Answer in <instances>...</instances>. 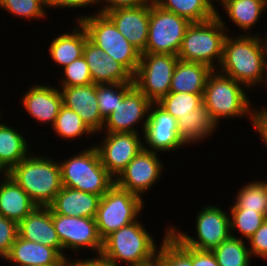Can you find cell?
<instances>
[{
    "instance_id": "obj_1",
    "label": "cell",
    "mask_w": 267,
    "mask_h": 266,
    "mask_svg": "<svg viewBox=\"0 0 267 266\" xmlns=\"http://www.w3.org/2000/svg\"><path fill=\"white\" fill-rule=\"evenodd\" d=\"M226 36L219 72L244 84L248 90L267 79V41L258 33ZM262 37V39H261Z\"/></svg>"
},
{
    "instance_id": "obj_2",
    "label": "cell",
    "mask_w": 267,
    "mask_h": 266,
    "mask_svg": "<svg viewBox=\"0 0 267 266\" xmlns=\"http://www.w3.org/2000/svg\"><path fill=\"white\" fill-rule=\"evenodd\" d=\"M38 207H48L62 189L60 163L30 153L7 173Z\"/></svg>"
},
{
    "instance_id": "obj_3",
    "label": "cell",
    "mask_w": 267,
    "mask_h": 266,
    "mask_svg": "<svg viewBox=\"0 0 267 266\" xmlns=\"http://www.w3.org/2000/svg\"><path fill=\"white\" fill-rule=\"evenodd\" d=\"M228 30L230 29L218 10L217 15L209 20L192 22L186 30L177 54L179 60L200 62L217 69L222 60Z\"/></svg>"
},
{
    "instance_id": "obj_4",
    "label": "cell",
    "mask_w": 267,
    "mask_h": 266,
    "mask_svg": "<svg viewBox=\"0 0 267 266\" xmlns=\"http://www.w3.org/2000/svg\"><path fill=\"white\" fill-rule=\"evenodd\" d=\"M247 87L217 69L209 74L203 92V106L219 124L221 119L249 117L254 127V108L250 102Z\"/></svg>"
},
{
    "instance_id": "obj_5",
    "label": "cell",
    "mask_w": 267,
    "mask_h": 266,
    "mask_svg": "<svg viewBox=\"0 0 267 266\" xmlns=\"http://www.w3.org/2000/svg\"><path fill=\"white\" fill-rule=\"evenodd\" d=\"M140 220L121 227L103 240L101 256L118 266L120 261L127 266H138L156 258L159 247Z\"/></svg>"
},
{
    "instance_id": "obj_6",
    "label": "cell",
    "mask_w": 267,
    "mask_h": 266,
    "mask_svg": "<svg viewBox=\"0 0 267 266\" xmlns=\"http://www.w3.org/2000/svg\"><path fill=\"white\" fill-rule=\"evenodd\" d=\"M63 187L74 188L103 196L115 179L102 165L95 145L81 150L73 157L59 161Z\"/></svg>"
},
{
    "instance_id": "obj_7",
    "label": "cell",
    "mask_w": 267,
    "mask_h": 266,
    "mask_svg": "<svg viewBox=\"0 0 267 266\" xmlns=\"http://www.w3.org/2000/svg\"><path fill=\"white\" fill-rule=\"evenodd\" d=\"M84 27L88 40L103 49L108 56L135 75L141 53L118 31L113 21L103 13L79 15L75 18Z\"/></svg>"
},
{
    "instance_id": "obj_8",
    "label": "cell",
    "mask_w": 267,
    "mask_h": 266,
    "mask_svg": "<svg viewBox=\"0 0 267 266\" xmlns=\"http://www.w3.org/2000/svg\"><path fill=\"white\" fill-rule=\"evenodd\" d=\"M143 200L114 183L101 197L95 217L101 239L138 220L145 207Z\"/></svg>"
},
{
    "instance_id": "obj_9",
    "label": "cell",
    "mask_w": 267,
    "mask_h": 266,
    "mask_svg": "<svg viewBox=\"0 0 267 266\" xmlns=\"http://www.w3.org/2000/svg\"><path fill=\"white\" fill-rule=\"evenodd\" d=\"M191 22L150 3L148 40L143 53L177 55Z\"/></svg>"
},
{
    "instance_id": "obj_10",
    "label": "cell",
    "mask_w": 267,
    "mask_h": 266,
    "mask_svg": "<svg viewBox=\"0 0 267 266\" xmlns=\"http://www.w3.org/2000/svg\"><path fill=\"white\" fill-rule=\"evenodd\" d=\"M173 54L141 53L140 62L133 76L134 86L152 103H158L170 91L176 63Z\"/></svg>"
},
{
    "instance_id": "obj_11",
    "label": "cell",
    "mask_w": 267,
    "mask_h": 266,
    "mask_svg": "<svg viewBox=\"0 0 267 266\" xmlns=\"http://www.w3.org/2000/svg\"><path fill=\"white\" fill-rule=\"evenodd\" d=\"M197 238L177 230L175 225L170 231L185 245L197 250L212 251L230 236V215L221 207L204 206L196 216Z\"/></svg>"
},
{
    "instance_id": "obj_12",
    "label": "cell",
    "mask_w": 267,
    "mask_h": 266,
    "mask_svg": "<svg viewBox=\"0 0 267 266\" xmlns=\"http://www.w3.org/2000/svg\"><path fill=\"white\" fill-rule=\"evenodd\" d=\"M52 219L56 233L62 245V256L69 258L64 252L89 249L95 251L97 256L101 254L103 240L101 239L95 218L64 216L52 213Z\"/></svg>"
},
{
    "instance_id": "obj_13",
    "label": "cell",
    "mask_w": 267,
    "mask_h": 266,
    "mask_svg": "<svg viewBox=\"0 0 267 266\" xmlns=\"http://www.w3.org/2000/svg\"><path fill=\"white\" fill-rule=\"evenodd\" d=\"M152 102L135 86H133L118 103L115 110L109 114L99 133H140L137 128L142 125V135L149 117V109Z\"/></svg>"
},
{
    "instance_id": "obj_14",
    "label": "cell",
    "mask_w": 267,
    "mask_h": 266,
    "mask_svg": "<svg viewBox=\"0 0 267 266\" xmlns=\"http://www.w3.org/2000/svg\"><path fill=\"white\" fill-rule=\"evenodd\" d=\"M98 145H95L102 165L116 179L128 163L144 149L139 133H104Z\"/></svg>"
},
{
    "instance_id": "obj_15",
    "label": "cell",
    "mask_w": 267,
    "mask_h": 266,
    "mask_svg": "<svg viewBox=\"0 0 267 266\" xmlns=\"http://www.w3.org/2000/svg\"><path fill=\"white\" fill-rule=\"evenodd\" d=\"M158 152L143 149L115 179V183L131 193L143 198L162 176L163 163Z\"/></svg>"
},
{
    "instance_id": "obj_16",
    "label": "cell",
    "mask_w": 267,
    "mask_h": 266,
    "mask_svg": "<svg viewBox=\"0 0 267 266\" xmlns=\"http://www.w3.org/2000/svg\"><path fill=\"white\" fill-rule=\"evenodd\" d=\"M142 139L144 149L153 152H173L185 146L178 135L177 120L157 103L150 106Z\"/></svg>"
},
{
    "instance_id": "obj_17",
    "label": "cell",
    "mask_w": 267,
    "mask_h": 266,
    "mask_svg": "<svg viewBox=\"0 0 267 266\" xmlns=\"http://www.w3.org/2000/svg\"><path fill=\"white\" fill-rule=\"evenodd\" d=\"M105 14L113 21L123 37L140 53H143L148 40L150 3L118 8Z\"/></svg>"
},
{
    "instance_id": "obj_18",
    "label": "cell",
    "mask_w": 267,
    "mask_h": 266,
    "mask_svg": "<svg viewBox=\"0 0 267 266\" xmlns=\"http://www.w3.org/2000/svg\"><path fill=\"white\" fill-rule=\"evenodd\" d=\"M63 105L76 112L88 128L99 134L104 125V118L97 103V85L87 84L72 87H59Z\"/></svg>"
},
{
    "instance_id": "obj_19",
    "label": "cell",
    "mask_w": 267,
    "mask_h": 266,
    "mask_svg": "<svg viewBox=\"0 0 267 266\" xmlns=\"http://www.w3.org/2000/svg\"><path fill=\"white\" fill-rule=\"evenodd\" d=\"M20 105H23L25 112L38 123H55L56 117L63 106L60 89L54 86L34 84L21 97Z\"/></svg>"
},
{
    "instance_id": "obj_20",
    "label": "cell",
    "mask_w": 267,
    "mask_h": 266,
    "mask_svg": "<svg viewBox=\"0 0 267 266\" xmlns=\"http://www.w3.org/2000/svg\"><path fill=\"white\" fill-rule=\"evenodd\" d=\"M83 56L88 64L92 82L98 84L133 82V75L101 48L86 40Z\"/></svg>"
},
{
    "instance_id": "obj_21",
    "label": "cell",
    "mask_w": 267,
    "mask_h": 266,
    "mask_svg": "<svg viewBox=\"0 0 267 266\" xmlns=\"http://www.w3.org/2000/svg\"><path fill=\"white\" fill-rule=\"evenodd\" d=\"M4 259L15 266H67V260L56 249L25 240L19 235Z\"/></svg>"
},
{
    "instance_id": "obj_22",
    "label": "cell",
    "mask_w": 267,
    "mask_h": 266,
    "mask_svg": "<svg viewBox=\"0 0 267 266\" xmlns=\"http://www.w3.org/2000/svg\"><path fill=\"white\" fill-rule=\"evenodd\" d=\"M18 234L25 240L52 247L62 255V245L49 207L37 206L18 224Z\"/></svg>"
},
{
    "instance_id": "obj_23",
    "label": "cell",
    "mask_w": 267,
    "mask_h": 266,
    "mask_svg": "<svg viewBox=\"0 0 267 266\" xmlns=\"http://www.w3.org/2000/svg\"><path fill=\"white\" fill-rule=\"evenodd\" d=\"M101 196L74 188L62 187L48 206L51 213L95 218Z\"/></svg>"
},
{
    "instance_id": "obj_24",
    "label": "cell",
    "mask_w": 267,
    "mask_h": 266,
    "mask_svg": "<svg viewBox=\"0 0 267 266\" xmlns=\"http://www.w3.org/2000/svg\"><path fill=\"white\" fill-rule=\"evenodd\" d=\"M1 179L0 215L19 224L37 205L8 174Z\"/></svg>"
},
{
    "instance_id": "obj_25",
    "label": "cell",
    "mask_w": 267,
    "mask_h": 266,
    "mask_svg": "<svg viewBox=\"0 0 267 266\" xmlns=\"http://www.w3.org/2000/svg\"><path fill=\"white\" fill-rule=\"evenodd\" d=\"M213 69L200 62L178 60L173 71L169 92L203 94L209 74Z\"/></svg>"
},
{
    "instance_id": "obj_26",
    "label": "cell",
    "mask_w": 267,
    "mask_h": 266,
    "mask_svg": "<svg viewBox=\"0 0 267 266\" xmlns=\"http://www.w3.org/2000/svg\"><path fill=\"white\" fill-rule=\"evenodd\" d=\"M76 23L77 26L74 25L75 27L71 32L57 35L49 43L48 54L53 62L62 68L83 56V50L88 36L82 24L78 21Z\"/></svg>"
},
{
    "instance_id": "obj_27",
    "label": "cell",
    "mask_w": 267,
    "mask_h": 266,
    "mask_svg": "<svg viewBox=\"0 0 267 266\" xmlns=\"http://www.w3.org/2000/svg\"><path fill=\"white\" fill-rule=\"evenodd\" d=\"M178 135L186 145L206 140L217 129L218 123L203 104L189 115L177 120Z\"/></svg>"
},
{
    "instance_id": "obj_28",
    "label": "cell",
    "mask_w": 267,
    "mask_h": 266,
    "mask_svg": "<svg viewBox=\"0 0 267 266\" xmlns=\"http://www.w3.org/2000/svg\"><path fill=\"white\" fill-rule=\"evenodd\" d=\"M222 9L236 27L243 30L244 35H251L254 28L267 9V0H221ZM247 31V33H246Z\"/></svg>"
},
{
    "instance_id": "obj_29",
    "label": "cell",
    "mask_w": 267,
    "mask_h": 266,
    "mask_svg": "<svg viewBox=\"0 0 267 266\" xmlns=\"http://www.w3.org/2000/svg\"><path fill=\"white\" fill-rule=\"evenodd\" d=\"M28 140L14 126L0 123V166L8 173L30 153Z\"/></svg>"
},
{
    "instance_id": "obj_30",
    "label": "cell",
    "mask_w": 267,
    "mask_h": 266,
    "mask_svg": "<svg viewBox=\"0 0 267 266\" xmlns=\"http://www.w3.org/2000/svg\"><path fill=\"white\" fill-rule=\"evenodd\" d=\"M158 6L192 22H203L217 15L212 0H153Z\"/></svg>"
},
{
    "instance_id": "obj_31",
    "label": "cell",
    "mask_w": 267,
    "mask_h": 266,
    "mask_svg": "<svg viewBox=\"0 0 267 266\" xmlns=\"http://www.w3.org/2000/svg\"><path fill=\"white\" fill-rule=\"evenodd\" d=\"M166 229L155 259L161 266H193L192 248L185 246L170 231L169 225Z\"/></svg>"
},
{
    "instance_id": "obj_32",
    "label": "cell",
    "mask_w": 267,
    "mask_h": 266,
    "mask_svg": "<svg viewBox=\"0 0 267 266\" xmlns=\"http://www.w3.org/2000/svg\"><path fill=\"white\" fill-rule=\"evenodd\" d=\"M236 235L230 236L212 250L219 266H251L252 255L245 243Z\"/></svg>"
},
{
    "instance_id": "obj_33",
    "label": "cell",
    "mask_w": 267,
    "mask_h": 266,
    "mask_svg": "<svg viewBox=\"0 0 267 266\" xmlns=\"http://www.w3.org/2000/svg\"><path fill=\"white\" fill-rule=\"evenodd\" d=\"M230 209L257 211L267 216V181H250L237 192Z\"/></svg>"
},
{
    "instance_id": "obj_34",
    "label": "cell",
    "mask_w": 267,
    "mask_h": 266,
    "mask_svg": "<svg viewBox=\"0 0 267 266\" xmlns=\"http://www.w3.org/2000/svg\"><path fill=\"white\" fill-rule=\"evenodd\" d=\"M51 127L58 137L66 140H74L75 138H80L83 135L95 136V134L82 121L80 116L64 105L61 107L55 123Z\"/></svg>"
},
{
    "instance_id": "obj_35",
    "label": "cell",
    "mask_w": 267,
    "mask_h": 266,
    "mask_svg": "<svg viewBox=\"0 0 267 266\" xmlns=\"http://www.w3.org/2000/svg\"><path fill=\"white\" fill-rule=\"evenodd\" d=\"M203 94L169 92L157 104L176 120L189 115L203 104Z\"/></svg>"
},
{
    "instance_id": "obj_36",
    "label": "cell",
    "mask_w": 267,
    "mask_h": 266,
    "mask_svg": "<svg viewBox=\"0 0 267 266\" xmlns=\"http://www.w3.org/2000/svg\"><path fill=\"white\" fill-rule=\"evenodd\" d=\"M230 234L240 233V239L248 240L256 230L265 222L267 216L257 211L246 209H230Z\"/></svg>"
},
{
    "instance_id": "obj_37",
    "label": "cell",
    "mask_w": 267,
    "mask_h": 266,
    "mask_svg": "<svg viewBox=\"0 0 267 266\" xmlns=\"http://www.w3.org/2000/svg\"><path fill=\"white\" fill-rule=\"evenodd\" d=\"M133 86L134 82L97 85V103L104 119L115 110Z\"/></svg>"
},
{
    "instance_id": "obj_38",
    "label": "cell",
    "mask_w": 267,
    "mask_h": 266,
    "mask_svg": "<svg viewBox=\"0 0 267 266\" xmlns=\"http://www.w3.org/2000/svg\"><path fill=\"white\" fill-rule=\"evenodd\" d=\"M47 7L48 0H0V9L2 8L13 16L31 21L32 19L35 21L45 19Z\"/></svg>"
},
{
    "instance_id": "obj_39",
    "label": "cell",
    "mask_w": 267,
    "mask_h": 266,
    "mask_svg": "<svg viewBox=\"0 0 267 266\" xmlns=\"http://www.w3.org/2000/svg\"><path fill=\"white\" fill-rule=\"evenodd\" d=\"M63 77L58 84L61 87H72L92 84L91 73L84 56L72 61L63 68Z\"/></svg>"
},
{
    "instance_id": "obj_40",
    "label": "cell",
    "mask_w": 267,
    "mask_h": 266,
    "mask_svg": "<svg viewBox=\"0 0 267 266\" xmlns=\"http://www.w3.org/2000/svg\"><path fill=\"white\" fill-rule=\"evenodd\" d=\"M18 223L0 215V258L9 254L12 245L18 237Z\"/></svg>"
},
{
    "instance_id": "obj_41",
    "label": "cell",
    "mask_w": 267,
    "mask_h": 266,
    "mask_svg": "<svg viewBox=\"0 0 267 266\" xmlns=\"http://www.w3.org/2000/svg\"><path fill=\"white\" fill-rule=\"evenodd\" d=\"M247 241L252 257L267 261V219Z\"/></svg>"
},
{
    "instance_id": "obj_42",
    "label": "cell",
    "mask_w": 267,
    "mask_h": 266,
    "mask_svg": "<svg viewBox=\"0 0 267 266\" xmlns=\"http://www.w3.org/2000/svg\"><path fill=\"white\" fill-rule=\"evenodd\" d=\"M152 1L153 0H100L102 6L97 10V13L105 14L108 11L118 8L142 6L144 4L151 3Z\"/></svg>"
},
{
    "instance_id": "obj_43",
    "label": "cell",
    "mask_w": 267,
    "mask_h": 266,
    "mask_svg": "<svg viewBox=\"0 0 267 266\" xmlns=\"http://www.w3.org/2000/svg\"><path fill=\"white\" fill-rule=\"evenodd\" d=\"M99 5L100 6V0H48V8H86L88 6L93 5Z\"/></svg>"
},
{
    "instance_id": "obj_44",
    "label": "cell",
    "mask_w": 267,
    "mask_h": 266,
    "mask_svg": "<svg viewBox=\"0 0 267 266\" xmlns=\"http://www.w3.org/2000/svg\"><path fill=\"white\" fill-rule=\"evenodd\" d=\"M193 266H219L212 251H202L192 248Z\"/></svg>"
},
{
    "instance_id": "obj_45",
    "label": "cell",
    "mask_w": 267,
    "mask_h": 266,
    "mask_svg": "<svg viewBox=\"0 0 267 266\" xmlns=\"http://www.w3.org/2000/svg\"><path fill=\"white\" fill-rule=\"evenodd\" d=\"M70 259L67 260V266H115L110 263L107 259L103 258L101 255L93 258L89 257L87 259Z\"/></svg>"
},
{
    "instance_id": "obj_46",
    "label": "cell",
    "mask_w": 267,
    "mask_h": 266,
    "mask_svg": "<svg viewBox=\"0 0 267 266\" xmlns=\"http://www.w3.org/2000/svg\"><path fill=\"white\" fill-rule=\"evenodd\" d=\"M254 129L267 147V117H254Z\"/></svg>"
},
{
    "instance_id": "obj_47",
    "label": "cell",
    "mask_w": 267,
    "mask_h": 266,
    "mask_svg": "<svg viewBox=\"0 0 267 266\" xmlns=\"http://www.w3.org/2000/svg\"><path fill=\"white\" fill-rule=\"evenodd\" d=\"M267 87V79L262 84ZM263 109H254V117H267V107H262Z\"/></svg>"
},
{
    "instance_id": "obj_48",
    "label": "cell",
    "mask_w": 267,
    "mask_h": 266,
    "mask_svg": "<svg viewBox=\"0 0 267 266\" xmlns=\"http://www.w3.org/2000/svg\"><path fill=\"white\" fill-rule=\"evenodd\" d=\"M138 266H161V264L156 259H154L148 263L138 265Z\"/></svg>"
},
{
    "instance_id": "obj_49",
    "label": "cell",
    "mask_w": 267,
    "mask_h": 266,
    "mask_svg": "<svg viewBox=\"0 0 267 266\" xmlns=\"http://www.w3.org/2000/svg\"><path fill=\"white\" fill-rule=\"evenodd\" d=\"M6 175H7V172L0 166V176L4 177Z\"/></svg>"
}]
</instances>
